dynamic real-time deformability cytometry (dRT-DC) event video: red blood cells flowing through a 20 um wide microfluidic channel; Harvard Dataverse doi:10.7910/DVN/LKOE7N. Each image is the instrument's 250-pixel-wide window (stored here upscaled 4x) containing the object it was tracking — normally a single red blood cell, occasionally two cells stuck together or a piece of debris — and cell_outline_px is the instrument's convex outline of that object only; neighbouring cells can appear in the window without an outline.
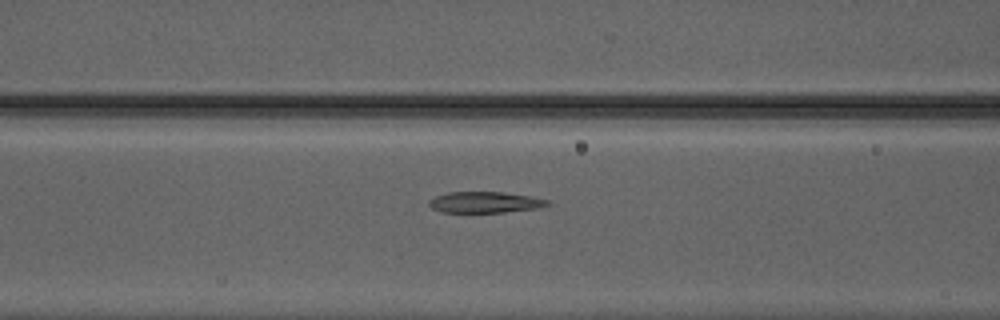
{"species": "Egyptian fruit bat (a non-hibernating species)", "species_latin": "Rousettus aegyptiacus", "temperature_condition": "warm", "stored_images_in_passage": 18, "camera_frame_rate_fps": 3000, "um_per_image_px": 0.085, "animal": {"sex": "male"}, "frame": {"image": 1, "passage_image": 16, "time_ms": 5.0, "image_size_px": [1000, 320], "cell_outline_px": [[552, 204], [540, 208], [504, 212], [440, 212], [432, 208], [428, 204], [428, 200], [436, 196], [448, 192], [504, 192], [528, 196], [548, 200]], "centroid_in_image_um": [41.22, 17.19], "position_along_channel_um": 125.4, "area_um2": 14.57}}